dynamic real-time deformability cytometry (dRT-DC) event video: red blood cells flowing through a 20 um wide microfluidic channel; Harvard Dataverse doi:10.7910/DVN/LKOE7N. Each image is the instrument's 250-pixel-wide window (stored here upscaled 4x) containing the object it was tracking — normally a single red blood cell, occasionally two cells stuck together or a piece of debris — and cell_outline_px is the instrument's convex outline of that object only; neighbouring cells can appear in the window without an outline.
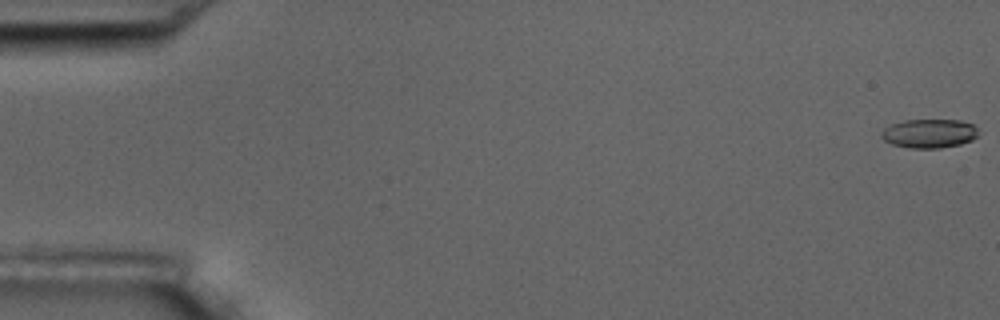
{"species": "common noctule bat (a hibernating species)", "species_latin": "Nyctalus noctula", "temperature_condition": "room temperature", "stored_images_in_passage": 57, "camera_frame_rate_fps": 3000, "um_per_image_px": 0.085, "animal": {"sex": "male", "body_mass_g": 17.5, "forearm_length_mm": 52.3}, "frame": {"image": 1, "passage_image": 1, "time_ms": 0.0, "image_size_px": [1000, 320], "cell_outline_px": [[976, 136], [972, 140], [960, 144], [940, 148], [912, 148], [892, 144], [884, 140], [880, 136], [880, 132], [884, 128], [892, 124], [904, 120], [960, 120], [972, 124], [976, 128]], "centroid_in_image_um": [78.95, 11.34], "position_along_channel_um": 6.1, "area_um2": 16.24}}
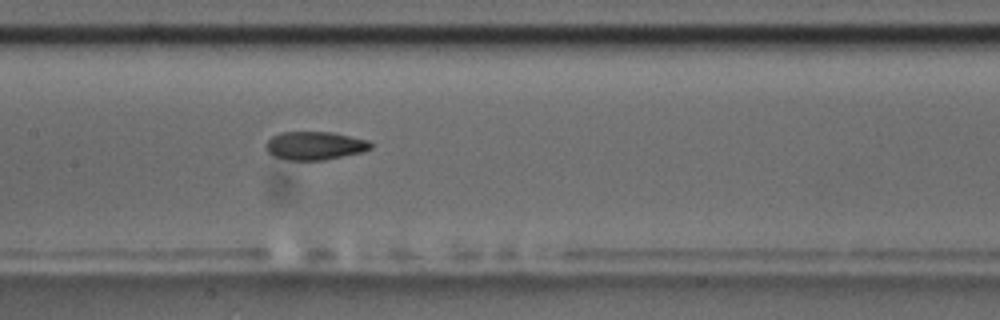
{"frame": {"image": 2, "passage_image": 28, "time_ms": 9.0, "image_size_px": [1000, 320], "cell_outline_px": [[372, 148], [364, 152], [324, 160], [288, 160], [272, 156], [268, 152], [264, 144], [272, 136], [280, 132], [332, 132], [368, 140], [372, 144]], "centroid_in_image_um": [26.75, 12.38], "position_along_channel_um": 180.6, "area_um2": 17.46}}
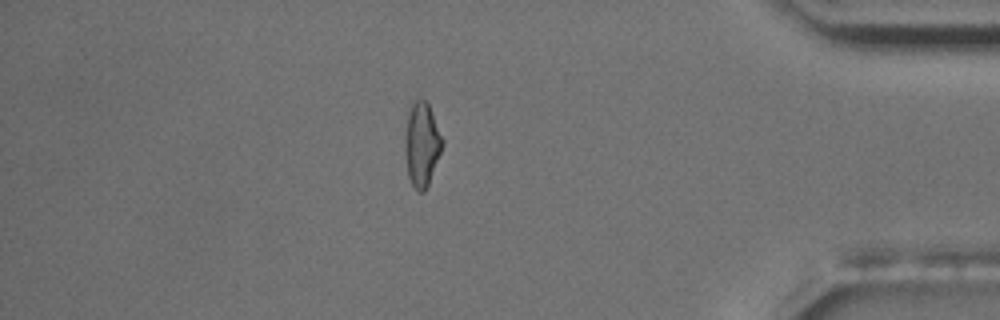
{"frame": {"image": 3, "passage_image": 49, "time_ms": 16.0, "image_size_px": [1000, 320], "cell_outline_px": [[444, 140], [440, 152], [428, 184], [424, 192], [416, 192], [408, 176], [404, 148], [404, 140], [408, 112], [412, 100], [424, 100], [428, 104]], "centroid_in_image_um": [35.83, 12.27], "position_along_channel_um": 399.4, "area_um2": 18.21}, "authors_computed_cell_mechanics": {"area_um2": 17.7446, "velocity_mm_per_s": 3.634, "shape_relaxation_time_tau1_ms": null, "shape_relaxation_time_tau2_ms": 3.0696, "deformation_change_tau1": null, "deformation_change_tau2": 0.1072}}